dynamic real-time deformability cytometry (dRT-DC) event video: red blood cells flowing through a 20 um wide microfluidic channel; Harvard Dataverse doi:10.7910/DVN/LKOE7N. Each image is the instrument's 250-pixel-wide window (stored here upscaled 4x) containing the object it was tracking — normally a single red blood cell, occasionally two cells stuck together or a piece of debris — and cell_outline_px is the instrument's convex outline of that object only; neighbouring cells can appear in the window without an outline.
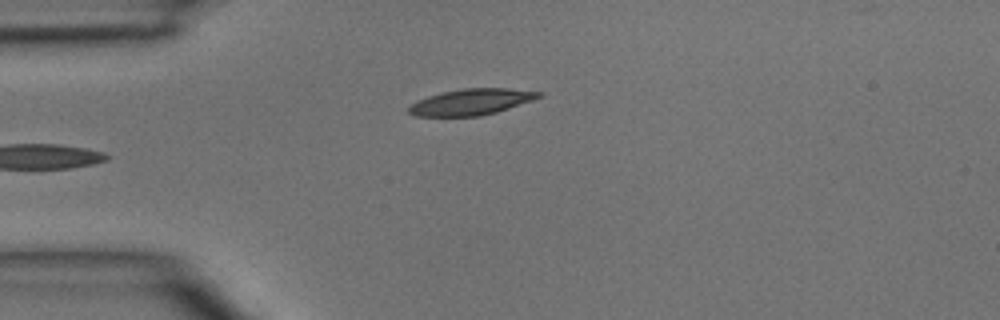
{"species": "common noctule bat (a hibernating species)", "species_latin": "Nyctalus noctula", "temperature_condition": "room temperature", "stored_images_in_passage": 4, "camera_frame_rate_fps": 3000, "um_per_image_px": 0.085, "animal": {"sex": "male", "body_mass_g": 15.6}, "frame": {"image": 1, "passage_image": 3, "time_ms": 0.667, "image_size_px": [1000, 320], "cell_outline_px": [[544, 96], [496, 112], [480, 116], [416, 116], [408, 112], [408, 108], [416, 100], [440, 92], [460, 88], [508, 88], [544, 92]], "centroid_in_image_um": [40.06, 8.65], "position_along_channel_um": 44.9, "area_um2": 19.88}}